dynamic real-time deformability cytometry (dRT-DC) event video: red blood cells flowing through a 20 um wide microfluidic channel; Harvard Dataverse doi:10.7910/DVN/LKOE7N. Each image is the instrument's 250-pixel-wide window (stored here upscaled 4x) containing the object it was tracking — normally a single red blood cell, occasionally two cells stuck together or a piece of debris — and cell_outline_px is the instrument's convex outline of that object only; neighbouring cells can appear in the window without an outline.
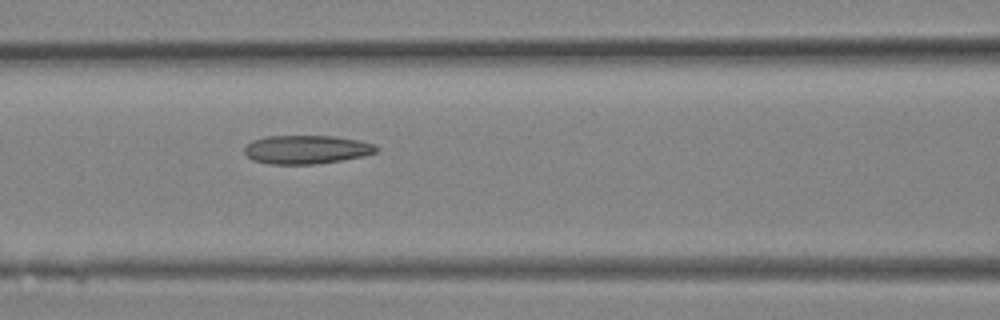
{"species": "Egyptian fruit bat (a non-hibernating species)", "species_latin": "Rousettus aegyptiacus", "temperature_condition": "room temperature", "stored_images_in_passage": 12, "camera_frame_rate_fps": 3000, "um_per_image_px": 0.085, "animal": {"sex": "female"}, "frame": {"image": 1, "passage_image": 12, "time_ms": 3.667, "image_size_px": [1000, 320], "cell_outline_px": [[380, 148], [376, 152], [364, 156], [316, 164], [272, 164], [252, 160], [244, 152], [244, 148], [252, 140], [264, 136], [336, 136], [360, 140], [376, 144]], "centroid_in_image_um": [26.08, 12.7], "position_along_channel_um": 140.5, "area_um2": 22.14}}